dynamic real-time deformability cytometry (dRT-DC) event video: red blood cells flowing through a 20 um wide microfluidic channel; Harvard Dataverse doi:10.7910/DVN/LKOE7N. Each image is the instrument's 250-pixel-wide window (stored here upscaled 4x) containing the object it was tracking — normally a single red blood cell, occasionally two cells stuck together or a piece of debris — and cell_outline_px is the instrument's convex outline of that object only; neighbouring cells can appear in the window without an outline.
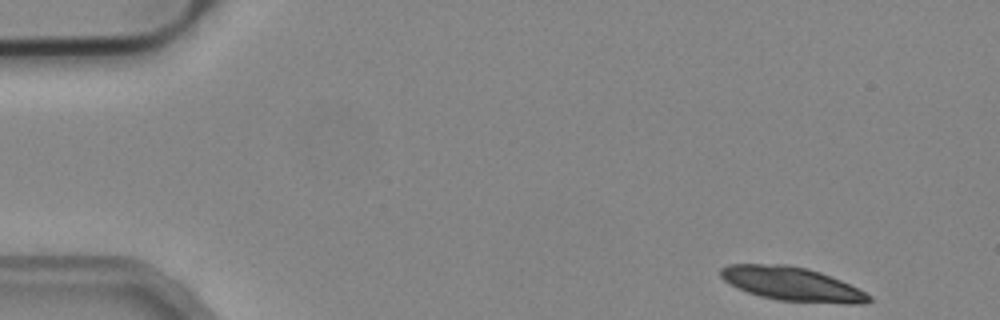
{"species": "common noctule bat (a hibernating species)", "species_latin": "Nyctalus noctula", "temperature_condition": "cold", "stored_images_in_passage": 10, "camera_frame_rate_fps": 3000, "um_per_image_px": 0.085, "animal": {"sex": "male", "body_mass_g": 19.2, "forearm_length_mm": 51.8}, "frame": {"image": 1, "passage_image": 1, "time_ms": 0.0, "image_size_px": [1000, 320], "cell_outline_px": [[872, 300], [864, 304], [844, 304], [776, 300], [760, 296], [736, 288], [724, 280], [720, 276], [720, 268], [728, 264], [788, 264], [808, 268], [820, 272], [840, 280], [872, 296]], "centroid_in_image_um": [67.3, 24.14], "position_along_channel_um": 17.7, "area_um2": 29.36}}